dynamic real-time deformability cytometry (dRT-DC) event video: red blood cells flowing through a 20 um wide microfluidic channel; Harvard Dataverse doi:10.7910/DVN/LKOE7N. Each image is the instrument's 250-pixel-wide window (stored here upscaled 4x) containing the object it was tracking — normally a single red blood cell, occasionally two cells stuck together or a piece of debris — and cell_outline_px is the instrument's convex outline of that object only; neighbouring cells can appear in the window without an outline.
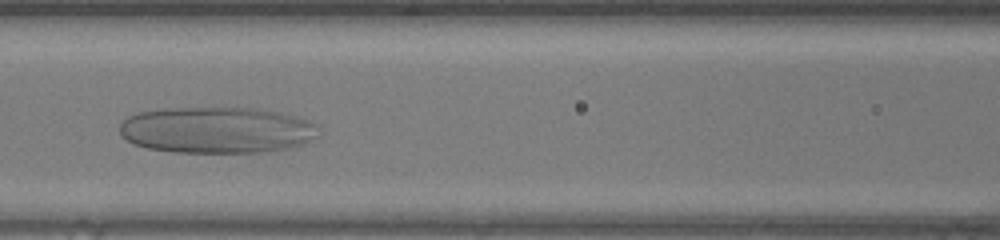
{"species": "human", "species_latin": "Homo sapiens", "temperature_condition": "warm", "stored_images_in_passage": 45, "camera_frame_rate_fps": 3000, "um_per_image_px": 0.085, "donor": {"sex": "female"}, "frame": {"image": 1, "passage_image": 17, "time_ms": 5.333, "image_size_px": [1000, 240], "cell_outline_px": [[320, 136], [292, 148], [260, 152], [176, 152], [148, 148], [132, 144], [120, 136], [120, 124], [128, 116], [136, 112], [164, 108], [256, 108], [280, 112], [296, 116], [316, 124]], "centroid_in_image_um": [18.42, 11.05], "position_along_channel_um": 148.2, "area_um2": 54.1}}
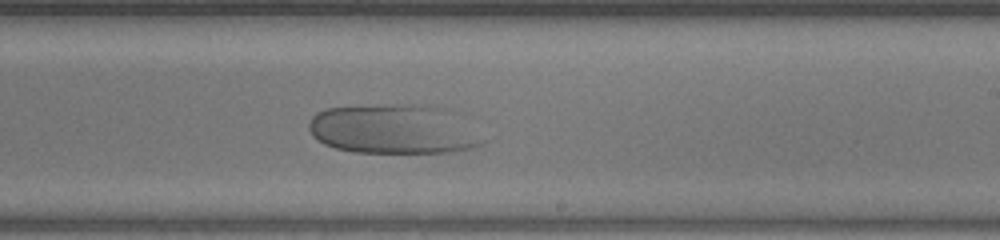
{"frame": {"image": 2, "passage_image": 25, "time_ms": 8.0, "image_size_px": [1000, 240], "cell_outline_px": [[488, 140], [484, 144], [472, 148], [452, 152], [356, 152], [336, 148], [324, 144], [316, 140], [312, 136], [308, 128], [308, 124], [312, 116], [316, 112], [328, 108], [388, 104], [440, 104], [448, 108]], "centroid_in_image_um": [33.5, 10.96], "position_along_channel_um": 255.5, "area_um2": 50.92}}
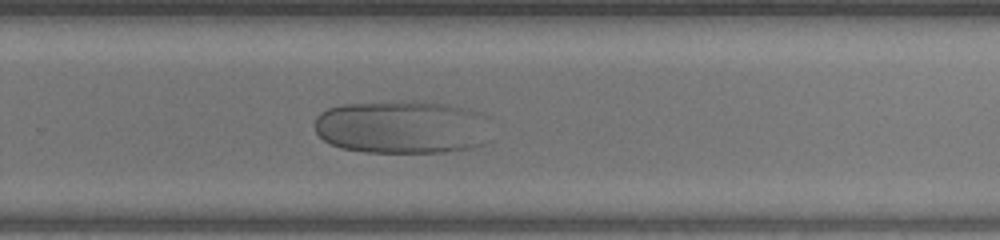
{"frame": {"image": 3, "passage_image": 28, "time_ms": 9.0, "image_size_px": [1000, 240], "cell_outline_px": [[488, 116], [484, 144], [472, 148], [444, 152], [364, 152], [340, 148], [324, 140], [316, 132], [316, 116], [320, 112], [328, 108], [344, 104], [412, 100], [448, 104], [468, 108], [480, 112]], "centroid_in_image_um": [34.18, 10.79], "position_along_channel_um": 295.6, "area_um2": 55.14}}